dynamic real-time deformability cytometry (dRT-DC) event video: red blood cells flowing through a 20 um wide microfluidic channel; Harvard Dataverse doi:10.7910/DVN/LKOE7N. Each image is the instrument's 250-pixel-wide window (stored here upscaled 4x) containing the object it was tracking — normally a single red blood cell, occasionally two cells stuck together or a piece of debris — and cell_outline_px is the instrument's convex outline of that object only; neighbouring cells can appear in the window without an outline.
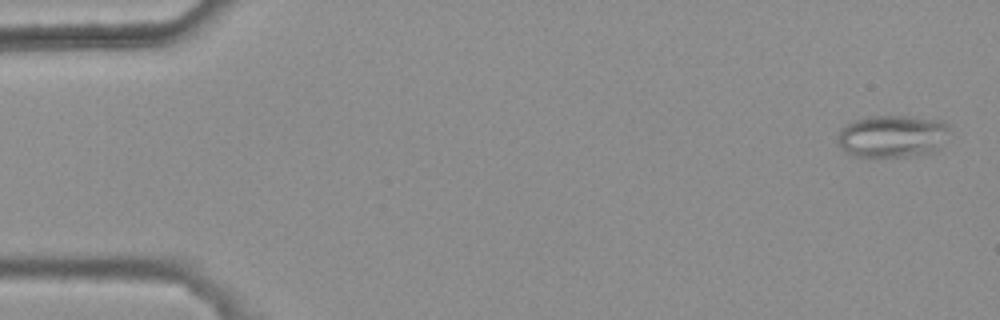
{"species": "common noctule bat (a hibernating species)", "species_latin": "Nyctalus noctula", "temperature_condition": "warm", "stored_images_in_passage": 5, "camera_frame_rate_fps": 3000, "um_per_image_px": 0.085, "animal": {"sex": "female", "body_mass_g": 25.1}, "frame": {"image": 1, "passage_image": 1, "time_ms": 0.0, "image_size_px": [1000, 320], "cell_outline_px": [[948, 128], [940, 148], [936, 152], [908, 156], [848, 156], [840, 148], [836, 140], [840, 128], [844, 124], [868, 116], [912, 116], [944, 120], [948, 124]], "centroid_in_image_um": [75.81, 11.57], "position_along_channel_um": 9.2, "area_um2": 28.03}}